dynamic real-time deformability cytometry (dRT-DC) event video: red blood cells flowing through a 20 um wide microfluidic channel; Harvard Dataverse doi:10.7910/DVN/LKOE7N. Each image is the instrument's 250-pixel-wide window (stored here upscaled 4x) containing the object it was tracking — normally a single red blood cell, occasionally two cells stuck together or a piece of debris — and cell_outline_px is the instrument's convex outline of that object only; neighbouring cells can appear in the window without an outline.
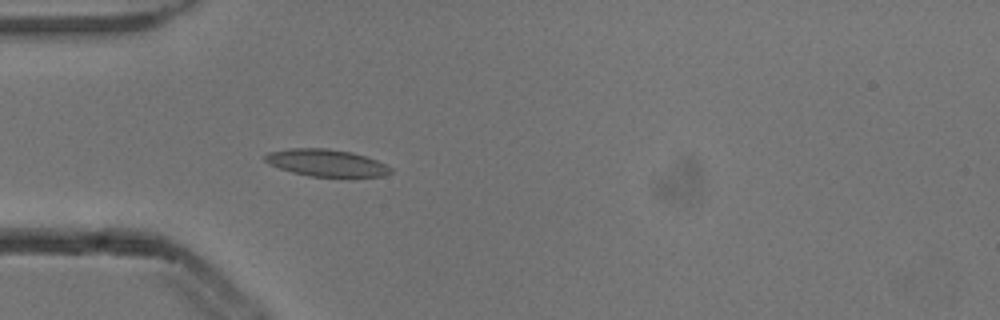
{"species": "common noctule bat (a hibernating species)", "species_latin": "Nyctalus noctula", "temperature_condition": "cold", "stored_images_in_passage": 4, "camera_frame_rate_fps": 3000, "um_per_image_px": 0.085, "animal": {"sex": "male", "body_mass_g": 13.3}, "frame": {"image": 1, "passage_image": 4, "time_ms": 1.0, "image_size_px": [1000, 320], "cell_outline_px": [[392, 172], [384, 176], [352, 180], [308, 176], [292, 172], [268, 164], [264, 160], [264, 156], [268, 152], [288, 148], [328, 148], [352, 152], [368, 156], [392, 168]], "centroid_in_image_um": [27.81, 13.89], "position_along_channel_um": 57.2, "area_um2": 20.92}}